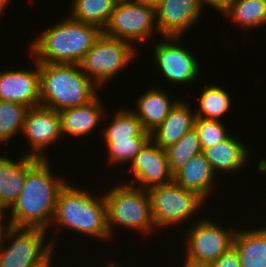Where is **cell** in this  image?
I'll list each match as a JSON object with an SVG mask.
<instances>
[{"label":"cell","mask_w":266,"mask_h":267,"mask_svg":"<svg viewBox=\"0 0 266 267\" xmlns=\"http://www.w3.org/2000/svg\"><path fill=\"white\" fill-rule=\"evenodd\" d=\"M49 159H28L24 187L8 213L13 227L50 229L60 190L67 183L53 174Z\"/></svg>","instance_id":"6da1fadb"},{"label":"cell","mask_w":266,"mask_h":267,"mask_svg":"<svg viewBox=\"0 0 266 267\" xmlns=\"http://www.w3.org/2000/svg\"><path fill=\"white\" fill-rule=\"evenodd\" d=\"M102 30L69 15L30 42V56L39 63L79 64Z\"/></svg>","instance_id":"7a4b0ae2"},{"label":"cell","mask_w":266,"mask_h":267,"mask_svg":"<svg viewBox=\"0 0 266 267\" xmlns=\"http://www.w3.org/2000/svg\"><path fill=\"white\" fill-rule=\"evenodd\" d=\"M75 186L68 182L58 194L51 223V227L55 229L54 235H58L66 227V231L70 229L90 238H99L100 241L110 240L104 197L99 194L95 198L97 196L92 195V192ZM54 224L57 225L56 228Z\"/></svg>","instance_id":"3957f363"},{"label":"cell","mask_w":266,"mask_h":267,"mask_svg":"<svg viewBox=\"0 0 266 267\" xmlns=\"http://www.w3.org/2000/svg\"><path fill=\"white\" fill-rule=\"evenodd\" d=\"M98 87L79 64L40 63V105L60 112L93 100ZM97 91V92H96Z\"/></svg>","instance_id":"277c9868"},{"label":"cell","mask_w":266,"mask_h":267,"mask_svg":"<svg viewBox=\"0 0 266 267\" xmlns=\"http://www.w3.org/2000/svg\"><path fill=\"white\" fill-rule=\"evenodd\" d=\"M106 203L107 228L110 238L114 226L120 225L140 234H150L156 229L151 213L147 190L125 184L123 181L102 194ZM153 229V230H152Z\"/></svg>","instance_id":"5b68a950"},{"label":"cell","mask_w":266,"mask_h":267,"mask_svg":"<svg viewBox=\"0 0 266 267\" xmlns=\"http://www.w3.org/2000/svg\"><path fill=\"white\" fill-rule=\"evenodd\" d=\"M48 232L49 230L42 228L13 227L5 243L0 246V267H47L50 265L53 262L54 249L57 244L53 238L47 241L45 237ZM7 241L8 244H6Z\"/></svg>","instance_id":"8992f818"},{"label":"cell","mask_w":266,"mask_h":267,"mask_svg":"<svg viewBox=\"0 0 266 267\" xmlns=\"http://www.w3.org/2000/svg\"><path fill=\"white\" fill-rule=\"evenodd\" d=\"M137 49L130 43L117 38L101 35L86 52L79 63L81 70L98 87L106 85L108 80L116 77L135 57Z\"/></svg>","instance_id":"52a82bcc"},{"label":"cell","mask_w":266,"mask_h":267,"mask_svg":"<svg viewBox=\"0 0 266 267\" xmlns=\"http://www.w3.org/2000/svg\"><path fill=\"white\" fill-rule=\"evenodd\" d=\"M153 222L156 228H170L187 220L196 219L195 214L203 209L205 200L193 191L178 185L174 180L168 184L147 190Z\"/></svg>","instance_id":"ba28073f"},{"label":"cell","mask_w":266,"mask_h":267,"mask_svg":"<svg viewBox=\"0 0 266 267\" xmlns=\"http://www.w3.org/2000/svg\"><path fill=\"white\" fill-rule=\"evenodd\" d=\"M102 33L128 42L134 48L135 43L147 44L153 33L159 34L155 9L135 0L117 1Z\"/></svg>","instance_id":"9c48e42d"},{"label":"cell","mask_w":266,"mask_h":267,"mask_svg":"<svg viewBox=\"0 0 266 267\" xmlns=\"http://www.w3.org/2000/svg\"><path fill=\"white\" fill-rule=\"evenodd\" d=\"M192 222L185 231L186 247L182 246L186 249L184 261L196 265H209L232 247L236 227H222L219 222L208 217Z\"/></svg>","instance_id":"30bf717a"},{"label":"cell","mask_w":266,"mask_h":267,"mask_svg":"<svg viewBox=\"0 0 266 267\" xmlns=\"http://www.w3.org/2000/svg\"><path fill=\"white\" fill-rule=\"evenodd\" d=\"M165 40V41H164ZM181 37H164L153 45L156 70L172 84L193 83L201 72L196 54L179 44ZM177 41V42H176ZM176 42V43H175Z\"/></svg>","instance_id":"8fae6325"},{"label":"cell","mask_w":266,"mask_h":267,"mask_svg":"<svg viewBox=\"0 0 266 267\" xmlns=\"http://www.w3.org/2000/svg\"><path fill=\"white\" fill-rule=\"evenodd\" d=\"M22 135L28 139L31 149L24 155L50 159L45 151L62 138L59 112L42 105L30 107L25 116Z\"/></svg>","instance_id":"7c38bea8"},{"label":"cell","mask_w":266,"mask_h":267,"mask_svg":"<svg viewBox=\"0 0 266 267\" xmlns=\"http://www.w3.org/2000/svg\"><path fill=\"white\" fill-rule=\"evenodd\" d=\"M129 167L133 179L130 178L127 184L144 190L173 181L166 150L159 148L151 139L135 155Z\"/></svg>","instance_id":"4fadbf2b"},{"label":"cell","mask_w":266,"mask_h":267,"mask_svg":"<svg viewBox=\"0 0 266 267\" xmlns=\"http://www.w3.org/2000/svg\"><path fill=\"white\" fill-rule=\"evenodd\" d=\"M34 69L22 68L0 72V100L27 107L40 105V63L33 57Z\"/></svg>","instance_id":"5bb4252c"},{"label":"cell","mask_w":266,"mask_h":267,"mask_svg":"<svg viewBox=\"0 0 266 267\" xmlns=\"http://www.w3.org/2000/svg\"><path fill=\"white\" fill-rule=\"evenodd\" d=\"M202 13L198 0H163L155 8L158 32L163 38H182L199 21Z\"/></svg>","instance_id":"9a60e30c"},{"label":"cell","mask_w":266,"mask_h":267,"mask_svg":"<svg viewBox=\"0 0 266 267\" xmlns=\"http://www.w3.org/2000/svg\"><path fill=\"white\" fill-rule=\"evenodd\" d=\"M100 96L97 95L85 105L63 109L59 112L62 137L69 135L82 138L85 135L94 134L96 127L108 114L105 112L106 107Z\"/></svg>","instance_id":"2e32d148"},{"label":"cell","mask_w":266,"mask_h":267,"mask_svg":"<svg viewBox=\"0 0 266 267\" xmlns=\"http://www.w3.org/2000/svg\"><path fill=\"white\" fill-rule=\"evenodd\" d=\"M186 101L179 100L166 119L151 132V140L161 149L176 144L185 133L194 128L195 112Z\"/></svg>","instance_id":"e0dca14e"},{"label":"cell","mask_w":266,"mask_h":267,"mask_svg":"<svg viewBox=\"0 0 266 267\" xmlns=\"http://www.w3.org/2000/svg\"><path fill=\"white\" fill-rule=\"evenodd\" d=\"M149 88L136 99V108H132V111L142 122L143 128L151 133L166 119L180 99H172L168 91L162 88Z\"/></svg>","instance_id":"ac0fdd59"},{"label":"cell","mask_w":266,"mask_h":267,"mask_svg":"<svg viewBox=\"0 0 266 267\" xmlns=\"http://www.w3.org/2000/svg\"><path fill=\"white\" fill-rule=\"evenodd\" d=\"M6 154H0V209L9 211L24 187L31 156L23 154L20 160H12Z\"/></svg>","instance_id":"d6986e66"},{"label":"cell","mask_w":266,"mask_h":267,"mask_svg":"<svg viewBox=\"0 0 266 267\" xmlns=\"http://www.w3.org/2000/svg\"><path fill=\"white\" fill-rule=\"evenodd\" d=\"M249 152V147L232 135L203 151L216 175L218 172L229 175L241 171L248 163Z\"/></svg>","instance_id":"ffe728a7"},{"label":"cell","mask_w":266,"mask_h":267,"mask_svg":"<svg viewBox=\"0 0 266 267\" xmlns=\"http://www.w3.org/2000/svg\"><path fill=\"white\" fill-rule=\"evenodd\" d=\"M216 174L204 153L193 156L173 175V180L186 190L193 191L205 201L211 196ZM215 181V182H214Z\"/></svg>","instance_id":"44dd1931"},{"label":"cell","mask_w":266,"mask_h":267,"mask_svg":"<svg viewBox=\"0 0 266 267\" xmlns=\"http://www.w3.org/2000/svg\"><path fill=\"white\" fill-rule=\"evenodd\" d=\"M254 229H237L233 247L242 267H266V225Z\"/></svg>","instance_id":"7402d4cb"},{"label":"cell","mask_w":266,"mask_h":267,"mask_svg":"<svg viewBox=\"0 0 266 267\" xmlns=\"http://www.w3.org/2000/svg\"><path fill=\"white\" fill-rule=\"evenodd\" d=\"M130 108L123 107L115 110L111 121L107 126H103L102 137L104 143H116V141L132 140L133 137H151V133L146 131L142 122Z\"/></svg>","instance_id":"603a6c76"},{"label":"cell","mask_w":266,"mask_h":267,"mask_svg":"<svg viewBox=\"0 0 266 267\" xmlns=\"http://www.w3.org/2000/svg\"><path fill=\"white\" fill-rule=\"evenodd\" d=\"M241 29H257L266 25V0H230L222 13Z\"/></svg>","instance_id":"cb8c5ba5"},{"label":"cell","mask_w":266,"mask_h":267,"mask_svg":"<svg viewBox=\"0 0 266 267\" xmlns=\"http://www.w3.org/2000/svg\"><path fill=\"white\" fill-rule=\"evenodd\" d=\"M202 93L200 94L197 101L199 103L198 108L195 109L196 118L220 120L221 117H225L230 111L232 106V99L229 95V91L219 85L206 84L202 88Z\"/></svg>","instance_id":"d4e9b609"},{"label":"cell","mask_w":266,"mask_h":267,"mask_svg":"<svg viewBox=\"0 0 266 267\" xmlns=\"http://www.w3.org/2000/svg\"><path fill=\"white\" fill-rule=\"evenodd\" d=\"M69 16L76 21L98 26L107 25L117 0H72Z\"/></svg>","instance_id":"484cf974"},{"label":"cell","mask_w":266,"mask_h":267,"mask_svg":"<svg viewBox=\"0 0 266 267\" xmlns=\"http://www.w3.org/2000/svg\"><path fill=\"white\" fill-rule=\"evenodd\" d=\"M165 150L169 169L173 175L193 156L203 153L198 133L194 128L185 133L176 144Z\"/></svg>","instance_id":"4316f807"},{"label":"cell","mask_w":266,"mask_h":267,"mask_svg":"<svg viewBox=\"0 0 266 267\" xmlns=\"http://www.w3.org/2000/svg\"><path fill=\"white\" fill-rule=\"evenodd\" d=\"M29 107L0 100V143H6L16 135H21L23 123ZM20 132V134H19ZM9 140V141H8ZM0 144V145H1Z\"/></svg>","instance_id":"83f0119b"},{"label":"cell","mask_w":266,"mask_h":267,"mask_svg":"<svg viewBox=\"0 0 266 267\" xmlns=\"http://www.w3.org/2000/svg\"><path fill=\"white\" fill-rule=\"evenodd\" d=\"M151 137H133L132 140L116 141V143H105L107 150V164L127 166L130 165L135 155L145 146Z\"/></svg>","instance_id":"f1b7e54d"},{"label":"cell","mask_w":266,"mask_h":267,"mask_svg":"<svg viewBox=\"0 0 266 267\" xmlns=\"http://www.w3.org/2000/svg\"><path fill=\"white\" fill-rule=\"evenodd\" d=\"M220 120L195 118L194 129L197 131L203 151L227 139L230 134Z\"/></svg>","instance_id":"f546056e"},{"label":"cell","mask_w":266,"mask_h":267,"mask_svg":"<svg viewBox=\"0 0 266 267\" xmlns=\"http://www.w3.org/2000/svg\"><path fill=\"white\" fill-rule=\"evenodd\" d=\"M209 267H242L239 263L238 253L232 246L224 252L216 261L210 263Z\"/></svg>","instance_id":"4dcf8cb0"},{"label":"cell","mask_w":266,"mask_h":267,"mask_svg":"<svg viewBox=\"0 0 266 267\" xmlns=\"http://www.w3.org/2000/svg\"><path fill=\"white\" fill-rule=\"evenodd\" d=\"M4 209H0V246L6 241L7 235L10 232V230L13 228L12 221L8 219L9 217L7 216L8 213ZM7 214V215H6ZM7 217V218H4ZM4 218V220H3ZM8 221L7 223L4 222L6 220ZM7 225H6V224Z\"/></svg>","instance_id":"1f68e13d"},{"label":"cell","mask_w":266,"mask_h":267,"mask_svg":"<svg viewBox=\"0 0 266 267\" xmlns=\"http://www.w3.org/2000/svg\"><path fill=\"white\" fill-rule=\"evenodd\" d=\"M201 8L204 10L205 6L209 5L214 10L221 14L226 10L230 0H198Z\"/></svg>","instance_id":"d6a6232c"},{"label":"cell","mask_w":266,"mask_h":267,"mask_svg":"<svg viewBox=\"0 0 266 267\" xmlns=\"http://www.w3.org/2000/svg\"><path fill=\"white\" fill-rule=\"evenodd\" d=\"M140 3H144L148 6L153 7L154 9L163 1V0H135Z\"/></svg>","instance_id":"836d02e7"},{"label":"cell","mask_w":266,"mask_h":267,"mask_svg":"<svg viewBox=\"0 0 266 267\" xmlns=\"http://www.w3.org/2000/svg\"><path fill=\"white\" fill-rule=\"evenodd\" d=\"M182 267H209L208 265H196L189 262L184 261Z\"/></svg>","instance_id":"e575fe53"},{"label":"cell","mask_w":266,"mask_h":267,"mask_svg":"<svg viewBox=\"0 0 266 267\" xmlns=\"http://www.w3.org/2000/svg\"><path fill=\"white\" fill-rule=\"evenodd\" d=\"M10 1L11 0H0V9L2 11H5L6 10L5 8L7 7Z\"/></svg>","instance_id":"d590c367"},{"label":"cell","mask_w":266,"mask_h":267,"mask_svg":"<svg viewBox=\"0 0 266 267\" xmlns=\"http://www.w3.org/2000/svg\"><path fill=\"white\" fill-rule=\"evenodd\" d=\"M106 267H122V264L119 265L118 263H115V261H109L107 264H106Z\"/></svg>","instance_id":"8d00e7d4"},{"label":"cell","mask_w":266,"mask_h":267,"mask_svg":"<svg viewBox=\"0 0 266 267\" xmlns=\"http://www.w3.org/2000/svg\"><path fill=\"white\" fill-rule=\"evenodd\" d=\"M52 266H53V262L50 265H48L47 267H52Z\"/></svg>","instance_id":"74e56055"}]
</instances>
